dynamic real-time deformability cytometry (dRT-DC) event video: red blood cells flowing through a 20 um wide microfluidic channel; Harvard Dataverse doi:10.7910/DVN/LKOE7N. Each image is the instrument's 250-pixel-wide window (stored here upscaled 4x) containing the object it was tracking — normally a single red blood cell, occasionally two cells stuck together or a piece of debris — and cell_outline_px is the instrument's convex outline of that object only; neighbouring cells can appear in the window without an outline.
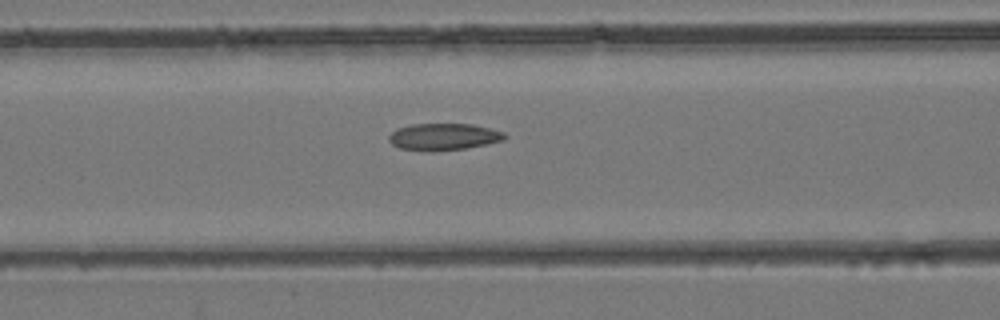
{"species": "common noctule bat (a hibernating species)", "species_latin": "Nyctalus noctula", "temperature_condition": "room temperature", "stored_images_in_passage": 43, "camera_frame_rate_fps": 3000, "um_per_image_px": 0.085, "animal": {"sex": "female", "body_mass_g": 24.6, "forearm_length_mm": 56.2}, "frame": {"image": 1, "passage_image": 18, "time_ms": 5.667, "image_size_px": [1000, 320], "cell_outline_px": [[508, 136], [504, 140], [488, 144], [464, 148], [432, 152], [400, 148], [392, 144], [388, 140], [388, 136], [396, 128], [412, 124], [472, 124], [504, 132]], "centroid_in_image_um": [37.7, 11.63], "position_along_channel_um": 128.9, "area_um2": 18.21}}
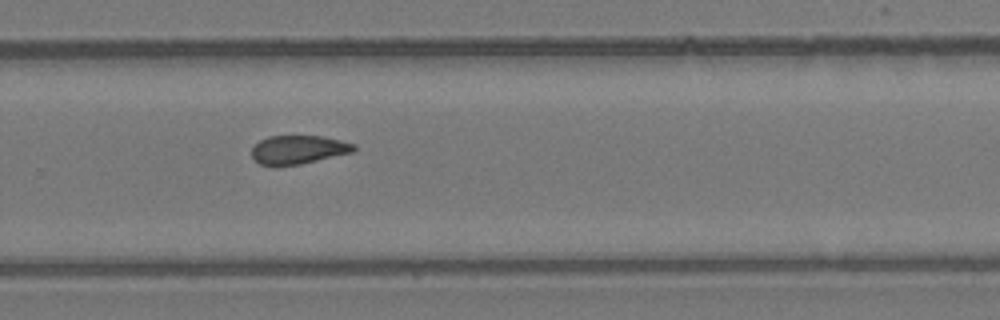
{"frame": {"image": 2, "passage_image": 29, "time_ms": 9.333, "image_size_px": [1000, 320], "cell_outline_px": [[356, 148], [352, 152], [300, 164], [276, 168], [260, 164], [252, 156], [252, 148], [260, 140], [268, 136], [324, 136], [356, 144]], "centroid_in_image_um": [25.33, 12.74], "position_along_channel_um": 304.5, "area_um2": 17.22}}
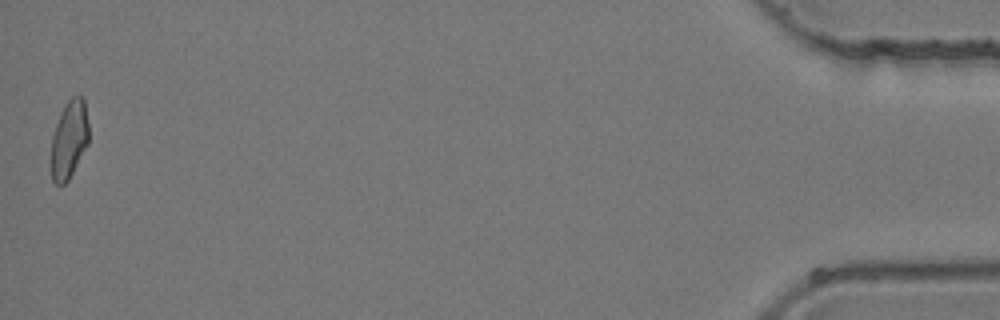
{"frame": {"image": 3, "passage_image": 43, "time_ms": 14.0, "image_size_px": [1000, 320], "cell_outline_px": [[88, 144], [68, 180], [60, 188], [52, 180], [52, 136], [60, 112], [64, 104], [72, 96], [84, 96], [88, 124]], "centroid_in_image_um": [5.88, 11.84], "position_along_channel_um": 429.3, "area_um2": 17.11}}